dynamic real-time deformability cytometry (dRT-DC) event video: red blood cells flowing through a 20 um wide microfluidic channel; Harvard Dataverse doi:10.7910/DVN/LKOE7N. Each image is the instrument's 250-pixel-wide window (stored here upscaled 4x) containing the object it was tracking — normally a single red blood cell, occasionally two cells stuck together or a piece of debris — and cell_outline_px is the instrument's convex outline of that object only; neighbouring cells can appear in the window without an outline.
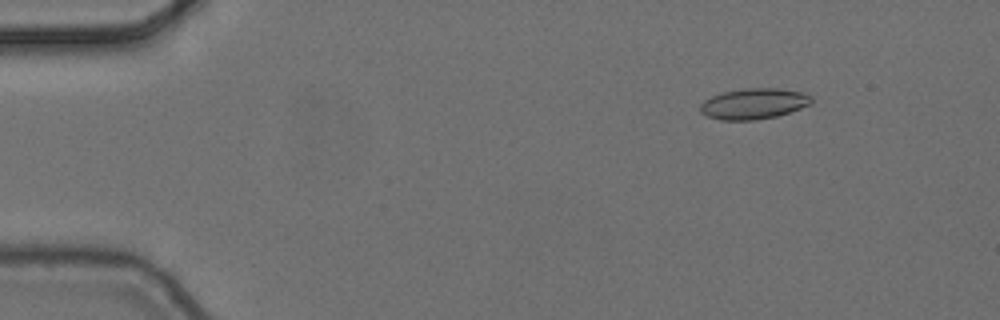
{"species": "common noctule bat (a hibernating species)", "species_latin": "Nyctalus noctula", "temperature_condition": "cold", "stored_images_in_passage": 7, "camera_frame_rate_fps": 3000, "um_per_image_px": 0.085, "animal": {"sex": "female", "body_mass_g": 24.6, "forearm_length_mm": 56.2}, "frame": {"image": 1, "passage_image": 2, "time_ms": 0.333, "image_size_px": [1000, 320], "cell_outline_px": [[812, 100], [808, 104], [800, 108], [776, 116], [756, 120], [720, 120], [708, 116], [700, 112], [700, 104], [704, 100], [712, 96], [724, 92], [744, 88], [776, 88], [800, 92], [812, 96]], "centroid_in_image_um": [64.03, 8.82], "position_along_channel_um": 21.0, "area_um2": 19.71}}
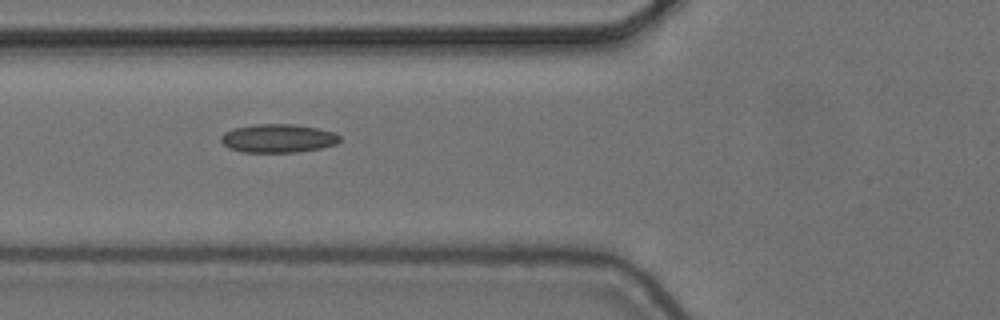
{"frame": {"image": 2, "passage_image": 6, "time_ms": 1.667, "image_size_px": [1000, 320], "cell_outline_px": [[340, 140], [336, 144], [320, 148], [296, 152], [240, 152], [228, 148], [220, 140], [220, 136], [224, 132], [232, 128], [256, 124], [296, 124], [336, 132], [340, 136]], "centroid_in_image_um": [23.61, 11.75], "position_along_channel_um": 102.2, "area_um2": 19.88}}
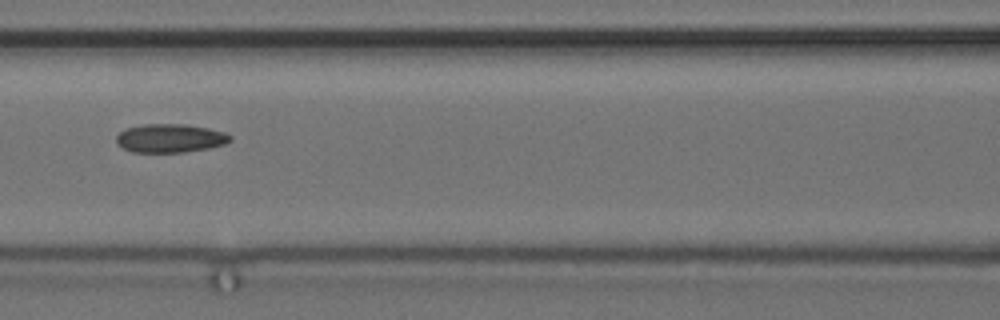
{"frame": {"image": 3, "passage_image": 7, "time_ms": 2.0, "image_size_px": [1000, 320], "cell_outline_px": [[232, 140], [224, 144], [208, 148], [184, 152], [132, 152], [116, 144], [116, 136], [124, 128], [144, 124], [188, 124], [208, 128], [224, 132], [232, 136]], "centroid_in_image_um": [14.45, 11.74], "position_along_channel_um": 152.2, "area_um2": 19.07}}